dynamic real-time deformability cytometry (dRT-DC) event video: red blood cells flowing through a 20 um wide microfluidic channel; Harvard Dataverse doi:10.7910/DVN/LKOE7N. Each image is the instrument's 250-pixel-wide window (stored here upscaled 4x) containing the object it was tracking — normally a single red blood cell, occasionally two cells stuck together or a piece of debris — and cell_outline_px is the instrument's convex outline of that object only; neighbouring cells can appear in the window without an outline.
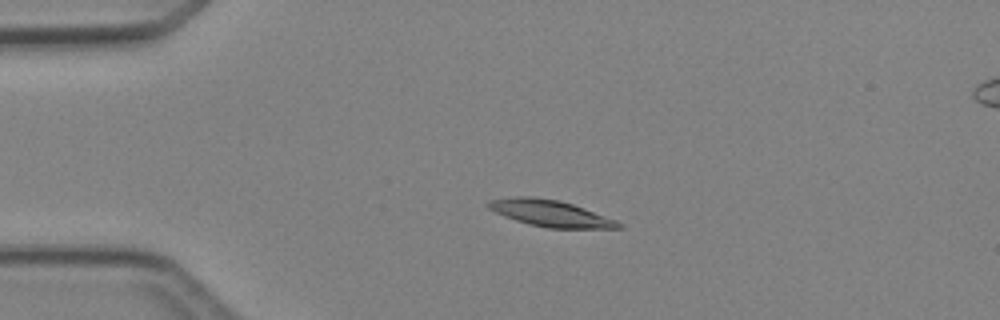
{"species": "Egyptian fruit bat (a non-hibernating species)", "species_latin": "Rousettus aegyptiacus", "temperature_condition": "cold", "stored_images_in_passage": 5, "camera_frame_rate_fps": 3000, "um_per_image_px": 0.085, "animal": {"sex": "female"}, "frame": {"image": 1, "passage_image": 3, "time_ms": 2.333, "image_size_px": [1000, 320], "cell_outline_px": [[624, 228], [548, 228], [528, 224], [504, 216], [488, 208], [484, 204], [488, 200], [516, 196], [532, 196], [560, 200], [572, 204], [616, 220], [624, 224]], "centroid_in_image_um": [46.76, 18.12], "position_along_channel_um": 38.2, "area_um2": 20.11}}
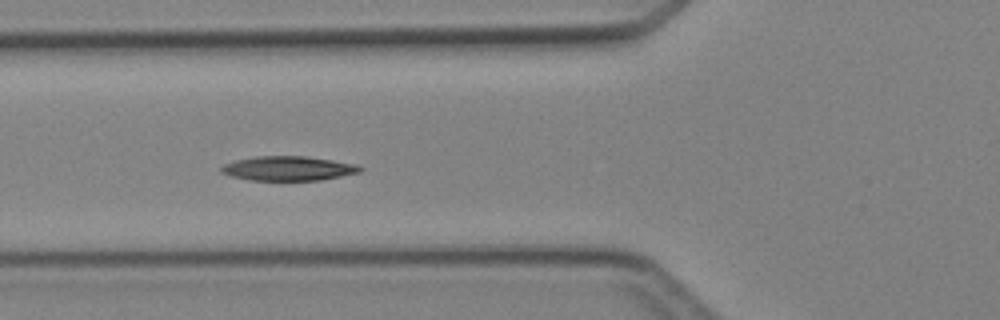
{"frame": {"image": 2, "passage_image": 5, "time_ms": 4.667, "image_size_px": [1000, 320], "cell_outline_px": [[364, 168], [360, 172], [320, 180], [248, 180], [232, 176], [220, 172], [220, 168], [224, 164], [236, 160], [256, 156], [308, 156], [356, 164]], "centroid_in_image_um": [24.5, 14.31], "position_along_channel_um": 101.3, "area_um2": 19.71}}